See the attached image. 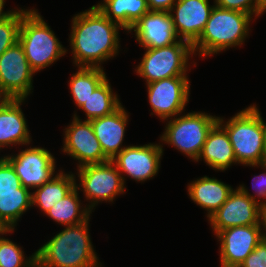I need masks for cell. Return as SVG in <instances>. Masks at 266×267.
<instances>
[{
	"label": "cell",
	"instance_id": "1",
	"mask_svg": "<svg viewBox=\"0 0 266 267\" xmlns=\"http://www.w3.org/2000/svg\"><path fill=\"white\" fill-rule=\"evenodd\" d=\"M71 47L79 67H98L118 53V30L122 28L107 18L95 5L72 20ZM99 62V63H98Z\"/></svg>",
	"mask_w": 266,
	"mask_h": 267
},
{
	"label": "cell",
	"instance_id": "2",
	"mask_svg": "<svg viewBox=\"0 0 266 267\" xmlns=\"http://www.w3.org/2000/svg\"><path fill=\"white\" fill-rule=\"evenodd\" d=\"M88 220L67 226L36 253V267H100L88 232Z\"/></svg>",
	"mask_w": 266,
	"mask_h": 267
},
{
	"label": "cell",
	"instance_id": "3",
	"mask_svg": "<svg viewBox=\"0 0 266 267\" xmlns=\"http://www.w3.org/2000/svg\"><path fill=\"white\" fill-rule=\"evenodd\" d=\"M218 123L226 130L238 163L249 166L261 165L266 169L265 127L256 106L240 111L224 125L219 117Z\"/></svg>",
	"mask_w": 266,
	"mask_h": 267
},
{
	"label": "cell",
	"instance_id": "4",
	"mask_svg": "<svg viewBox=\"0 0 266 267\" xmlns=\"http://www.w3.org/2000/svg\"><path fill=\"white\" fill-rule=\"evenodd\" d=\"M251 18L250 14L214 5L203 32L192 45L193 52L199 49L201 56H211L229 47L241 45L249 33Z\"/></svg>",
	"mask_w": 266,
	"mask_h": 267
},
{
	"label": "cell",
	"instance_id": "5",
	"mask_svg": "<svg viewBox=\"0 0 266 267\" xmlns=\"http://www.w3.org/2000/svg\"><path fill=\"white\" fill-rule=\"evenodd\" d=\"M18 41L35 73L58 60L67 51L34 9L28 10L22 17Z\"/></svg>",
	"mask_w": 266,
	"mask_h": 267
},
{
	"label": "cell",
	"instance_id": "6",
	"mask_svg": "<svg viewBox=\"0 0 266 267\" xmlns=\"http://www.w3.org/2000/svg\"><path fill=\"white\" fill-rule=\"evenodd\" d=\"M218 118L200 112L176 117L168 122L161 139L196 161Z\"/></svg>",
	"mask_w": 266,
	"mask_h": 267
},
{
	"label": "cell",
	"instance_id": "7",
	"mask_svg": "<svg viewBox=\"0 0 266 267\" xmlns=\"http://www.w3.org/2000/svg\"><path fill=\"white\" fill-rule=\"evenodd\" d=\"M179 39L178 42L161 48L146 49L136 72L147 84L161 79L186 76L189 55L194 54L192 45Z\"/></svg>",
	"mask_w": 266,
	"mask_h": 267
},
{
	"label": "cell",
	"instance_id": "8",
	"mask_svg": "<svg viewBox=\"0 0 266 267\" xmlns=\"http://www.w3.org/2000/svg\"><path fill=\"white\" fill-rule=\"evenodd\" d=\"M263 206L254 195H250L244 185L233 190L222 206L209 220L217 234L219 231L245 225H262Z\"/></svg>",
	"mask_w": 266,
	"mask_h": 267
},
{
	"label": "cell",
	"instance_id": "9",
	"mask_svg": "<svg viewBox=\"0 0 266 267\" xmlns=\"http://www.w3.org/2000/svg\"><path fill=\"white\" fill-rule=\"evenodd\" d=\"M33 74L18 41L0 56V99L25 100L32 88Z\"/></svg>",
	"mask_w": 266,
	"mask_h": 267
},
{
	"label": "cell",
	"instance_id": "10",
	"mask_svg": "<svg viewBox=\"0 0 266 267\" xmlns=\"http://www.w3.org/2000/svg\"><path fill=\"white\" fill-rule=\"evenodd\" d=\"M78 170L82 190L86 198L92 200L88 207L90 210L99 201L112 202L116 195L125 191V179L111 160L100 164L85 165Z\"/></svg>",
	"mask_w": 266,
	"mask_h": 267
},
{
	"label": "cell",
	"instance_id": "11",
	"mask_svg": "<svg viewBox=\"0 0 266 267\" xmlns=\"http://www.w3.org/2000/svg\"><path fill=\"white\" fill-rule=\"evenodd\" d=\"M187 76H176L148 83V97L152 110L162 120L180 114L189 95Z\"/></svg>",
	"mask_w": 266,
	"mask_h": 267
},
{
	"label": "cell",
	"instance_id": "12",
	"mask_svg": "<svg viewBox=\"0 0 266 267\" xmlns=\"http://www.w3.org/2000/svg\"><path fill=\"white\" fill-rule=\"evenodd\" d=\"M4 158L12 165L25 188L41 187L54 176L55 158L44 148H28L17 156Z\"/></svg>",
	"mask_w": 266,
	"mask_h": 267
},
{
	"label": "cell",
	"instance_id": "13",
	"mask_svg": "<svg viewBox=\"0 0 266 267\" xmlns=\"http://www.w3.org/2000/svg\"><path fill=\"white\" fill-rule=\"evenodd\" d=\"M65 129L63 152L79 160L78 168L109 161L94 134L91 121L82 122L74 115L72 123Z\"/></svg>",
	"mask_w": 266,
	"mask_h": 267
},
{
	"label": "cell",
	"instance_id": "14",
	"mask_svg": "<svg viewBox=\"0 0 266 267\" xmlns=\"http://www.w3.org/2000/svg\"><path fill=\"white\" fill-rule=\"evenodd\" d=\"M261 225L231 227L216 235L221 241V267H234L246 259L264 238Z\"/></svg>",
	"mask_w": 266,
	"mask_h": 267
},
{
	"label": "cell",
	"instance_id": "15",
	"mask_svg": "<svg viewBox=\"0 0 266 267\" xmlns=\"http://www.w3.org/2000/svg\"><path fill=\"white\" fill-rule=\"evenodd\" d=\"M161 145L126 146L111 161L119 172H124L136 181H145L158 173Z\"/></svg>",
	"mask_w": 266,
	"mask_h": 267
},
{
	"label": "cell",
	"instance_id": "16",
	"mask_svg": "<svg viewBox=\"0 0 266 267\" xmlns=\"http://www.w3.org/2000/svg\"><path fill=\"white\" fill-rule=\"evenodd\" d=\"M208 3V0H176L171 8L176 14L170 12V15L178 38L191 45L198 40L214 8Z\"/></svg>",
	"mask_w": 266,
	"mask_h": 267
},
{
	"label": "cell",
	"instance_id": "17",
	"mask_svg": "<svg viewBox=\"0 0 266 267\" xmlns=\"http://www.w3.org/2000/svg\"><path fill=\"white\" fill-rule=\"evenodd\" d=\"M131 30H134L136 40L145 49L161 48L178 42L168 11L147 12L129 29Z\"/></svg>",
	"mask_w": 266,
	"mask_h": 267
},
{
	"label": "cell",
	"instance_id": "18",
	"mask_svg": "<svg viewBox=\"0 0 266 267\" xmlns=\"http://www.w3.org/2000/svg\"><path fill=\"white\" fill-rule=\"evenodd\" d=\"M91 125L104 155L112 160L124 148L120 145L125 134V127L128 122V115L121 105L112 114L90 120Z\"/></svg>",
	"mask_w": 266,
	"mask_h": 267
},
{
	"label": "cell",
	"instance_id": "19",
	"mask_svg": "<svg viewBox=\"0 0 266 267\" xmlns=\"http://www.w3.org/2000/svg\"><path fill=\"white\" fill-rule=\"evenodd\" d=\"M24 99H0V149L11 144H29L30 134L20 108Z\"/></svg>",
	"mask_w": 266,
	"mask_h": 267
},
{
	"label": "cell",
	"instance_id": "20",
	"mask_svg": "<svg viewBox=\"0 0 266 267\" xmlns=\"http://www.w3.org/2000/svg\"><path fill=\"white\" fill-rule=\"evenodd\" d=\"M202 157L206 164L216 170L224 171L237 163L229 136L218 122L210 130L196 161Z\"/></svg>",
	"mask_w": 266,
	"mask_h": 267
},
{
	"label": "cell",
	"instance_id": "21",
	"mask_svg": "<svg viewBox=\"0 0 266 267\" xmlns=\"http://www.w3.org/2000/svg\"><path fill=\"white\" fill-rule=\"evenodd\" d=\"M232 191L231 186L207 176L188 186L190 198L208 211V218L222 206Z\"/></svg>",
	"mask_w": 266,
	"mask_h": 267
},
{
	"label": "cell",
	"instance_id": "22",
	"mask_svg": "<svg viewBox=\"0 0 266 267\" xmlns=\"http://www.w3.org/2000/svg\"><path fill=\"white\" fill-rule=\"evenodd\" d=\"M96 7L128 32L144 14L150 11L147 0H104V3Z\"/></svg>",
	"mask_w": 266,
	"mask_h": 267
},
{
	"label": "cell",
	"instance_id": "23",
	"mask_svg": "<svg viewBox=\"0 0 266 267\" xmlns=\"http://www.w3.org/2000/svg\"><path fill=\"white\" fill-rule=\"evenodd\" d=\"M76 187L73 174H63L61 171L50 181L38 187L31 193L32 206L37 205L45 213L51 209L57 202L63 199Z\"/></svg>",
	"mask_w": 266,
	"mask_h": 267
},
{
	"label": "cell",
	"instance_id": "24",
	"mask_svg": "<svg viewBox=\"0 0 266 267\" xmlns=\"http://www.w3.org/2000/svg\"><path fill=\"white\" fill-rule=\"evenodd\" d=\"M30 189L21 186L18 192L0 193V224L14 230L17 220L32 206Z\"/></svg>",
	"mask_w": 266,
	"mask_h": 267
},
{
	"label": "cell",
	"instance_id": "25",
	"mask_svg": "<svg viewBox=\"0 0 266 267\" xmlns=\"http://www.w3.org/2000/svg\"><path fill=\"white\" fill-rule=\"evenodd\" d=\"M78 185L63 199L57 202L46 215L65 226L81 224L89 219L91 210L87 207L81 211L78 192ZM81 211V212H80Z\"/></svg>",
	"mask_w": 266,
	"mask_h": 267
},
{
	"label": "cell",
	"instance_id": "26",
	"mask_svg": "<svg viewBox=\"0 0 266 267\" xmlns=\"http://www.w3.org/2000/svg\"><path fill=\"white\" fill-rule=\"evenodd\" d=\"M121 106L117 95L113 94L107 78L93 91L79 107L86 112L87 120L112 114Z\"/></svg>",
	"mask_w": 266,
	"mask_h": 267
},
{
	"label": "cell",
	"instance_id": "27",
	"mask_svg": "<svg viewBox=\"0 0 266 267\" xmlns=\"http://www.w3.org/2000/svg\"><path fill=\"white\" fill-rule=\"evenodd\" d=\"M105 79L106 74L101 67H79L69 83L77 106L80 107Z\"/></svg>",
	"mask_w": 266,
	"mask_h": 267
},
{
	"label": "cell",
	"instance_id": "28",
	"mask_svg": "<svg viewBox=\"0 0 266 267\" xmlns=\"http://www.w3.org/2000/svg\"><path fill=\"white\" fill-rule=\"evenodd\" d=\"M28 11L16 10L6 18L0 20V56L19 40L22 17Z\"/></svg>",
	"mask_w": 266,
	"mask_h": 267
},
{
	"label": "cell",
	"instance_id": "29",
	"mask_svg": "<svg viewBox=\"0 0 266 267\" xmlns=\"http://www.w3.org/2000/svg\"><path fill=\"white\" fill-rule=\"evenodd\" d=\"M23 253L21 248L9 239H0V267H36V253L28 260Z\"/></svg>",
	"mask_w": 266,
	"mask_h": 267
},
{
	"label": "cell",
	"instance_id": "30",
	"mask_svg": "<svg viewBox=\"0 0 266 267\" xmlns=\"http://www.w3.org/2000/svg\"><path fill=\"white\" fill-rule=\"evenodd\" d=\"M215 6L259 16L263 13L264 4L261 0H215Z\"/></svg>",
	"mask_w": 266,
	"mask_h": 267
},
{
	"label": "cell",
	"instance_id": "31",
	"mask_svg": "<svg viewBox=\"0 0 266 267\" xmlns=\"http://www.w3.org/2000/svg\"><path fill=\"white\" fill-rule=\"evenodd\" d=\"M22 186L12 165L5 159H0V193L18 192Z\"/></svg>",
	"mask_w": 266,
	"mask_h": 267
},
{
	"label": "cell",
	"instance_id": "32",
	"mask_svg": "<svg viewBox=\"0 0 266 267\" xmlns=\"http://www.w3.org/2000/svg\"><path fill=\"white\" fill-rule=\"evenodd\" d=\"M239 267H266V238L261 240Z\"/></svg>",
	"mask_w": 266,
	"mask_h": 267
},
{
	"label": "cell",
	"instance_id": "33",
	"mask_svg": "<svg viewBox=\"0 0 266 267\" xmlns=\"http://www.w3.org/2000/svg\"><path fill=\"white\" fill-rule=\"evenodd\" d=\"M253 180L256 181V182L253 181L252 183L253 185L252 187L256 190L257 193L256 195L258 197H263V199L266 198V172L259 176L258 175L255 176ZM255 185H257V187ZM260 204L262 206L266 205V200L265 202H260Z\"/></svg>",
	"mask_w": 266,
	"mask_h": 267
},
{
	"label": "cell",
	"instance_id": "34",
	"mask_svg": "<svg viewBox=\"0 0 266 267\" xmlns=\"http://www.w3.org/2000/svg\"><path fill=\"white\" fill-rule=\"evenodd\" d=\"M176 0H147L150 11H168L171 12V8Z\"/></svg>",
	"mask_w": 266,
	"mask_h": 267
},
{
	"label": "cell",
	"instance_id": "35",
	"mask_svg": "<svg viewBox=\"0 0 266 267\" xmlns=\"http://www.w3.org/2000/svg\"><path fill=\"white\" fill-rule=\"evenodd\" d=\"M4 0H0V20L6 18L7 16H9L11 13H12V10L11 11H8V12H2L3 11V6H4Z\"/></svg>",
	"mask_w": 266,
	"mask_h": 267
},
{
	"label": "cell",
	"instance_id": "36",
	"mask_svg": "<svg viewBox=\"0 0 266 267\" xmlns=\"http://www.w3.org/2000/svg\"><path fill=\"white\" fill-rule=\"evenodd\" d=\"M262 221L264 224L265 231H266V205L263 206V217H262ZM264 238H266V232L264 233Z\"/></svg>",
	"mask_w": 266,
	"mask_h": 267
},
{
	"label": "cell",
	"instance_id": "37",
	"mask_svg": "<svg viewBox=\"0 0 266 267\" xmlns=\"http://www.w3.org/2000/svg\"><path fill=\"white\" fill-rule=\"evenodd\" d=\"M11 231H13V230H0V234H4V233H7V232H11ZM2 237H0V239H1Z\"/></svg>",
	"mask_w": 266,
	"mask_h": 267
},
{
	"label": "cell",
	"instance_id": "38",
	"mask_svg": "<svg viewBox=\"0 0 266 267\" xmlns=\"http://www.w3.org/2000/svg\"><path fill=\"white\" fill-rule=\"evenodd\" d=\"M0 230H10V229L5 228V227H3V226L0 224Z\"/></svg>",
	"mask_w": 266,
	"mask_h": 267
},
{
	"label": "cell",
	"instance_id": "39",
	"mask_svg": "<svg viewBox=\"0 0 266 267\" xmlns=\"http://www.w3.org/2000/svg\"><path fill=\"white\" fill-rule=\"evenodd\" d=\"M266 11V2L264 3V9H263V12Z\"/></svg>",
	"mask_w": 266,
	"mask_h": 267
},
{
	"label": "cell",
	"instance_id": "40",
	"mask_svg": "<svg viewBox=\"0 0 266 267\" xmlns=\"http://www.w3.org/2000/svg\"><path fill=\"white\" fill-rule=\"evenodd\" d=\"M264 127H265V136H266V123L264 122Z\"/></svg>",
	"mask_w": 266,
	"mask_h": 267
}]
</instances>
